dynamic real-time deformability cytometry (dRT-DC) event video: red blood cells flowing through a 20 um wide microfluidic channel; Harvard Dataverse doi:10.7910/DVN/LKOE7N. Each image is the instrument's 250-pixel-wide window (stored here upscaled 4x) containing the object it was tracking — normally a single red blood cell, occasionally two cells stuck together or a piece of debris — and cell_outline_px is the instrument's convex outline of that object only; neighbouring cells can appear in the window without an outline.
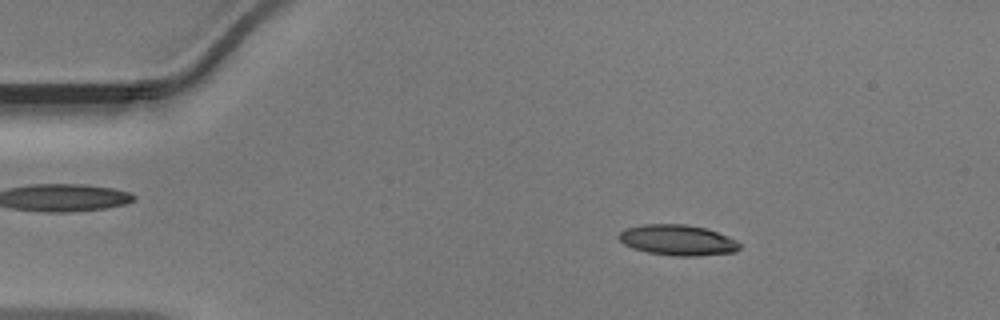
{"species": "Egyptian fruit bat (a non-hibernating species)", "species_latin": "Rousettus aegyptiacus", "temperature_condition": "warm", "stored_images_in_passage": 47, "camera_frame_rate_fps": 3000, "um_per_image_px": 0.085, "animal": {"sex": "male"}, "frame": {"image": 1, "passage_image": 7, "time_ms": 2.0, "image_size_px": [1000, 320], "cell_outline_px": [[740, 248], [736, 252], [696, 256], [676, 256], [648, 252], [632, 248], [624, 244], [616, 236], [624, 228], [644, 224], [688, 224], [708, 228], [728, 236], [736, 240], [740, 244]], "centroid_in_image_um": [57.6, 20.4], "position_along_channel_um": 27.4, "area_um2": 21.79}}
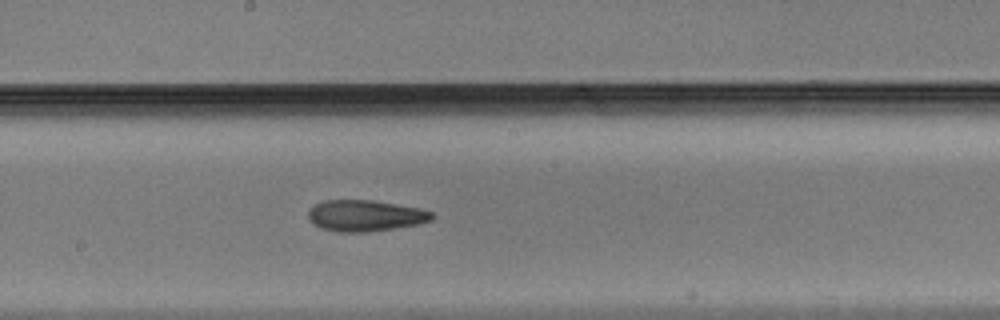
{"frame": {"image": 2, "passage_image": 25, "time_ms": 8.0, "image_size_px": [1000, 320], "cell_outline_px": [[436, 216], [432, 220], [416, 224], [368, 232], [340, 232], [320, 228], [312, 224], [308, 220], [308, 212], [316, 204], [324, 200], [372, 200], [420, 208], [432, 212]], "centroid_in_image_um": [31.03, 18.33], "position_along_channel_um": 217.2, "area_um2": 22.48}}
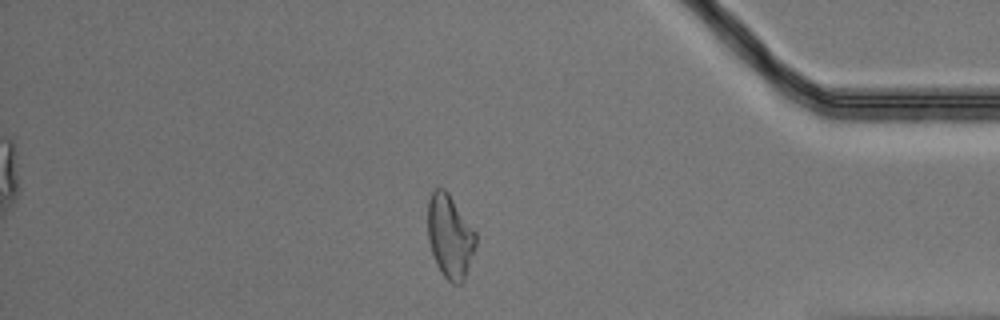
{"frame": {"image": 3, "passage_image": 40, "time_ms": 13.0, "image_size_px": [1000, 320], "cell_outline_px": [[476, 244], [464, 280], [460, 284], [452, 284], [440, 272], [436, 264], [428, 240], [428, 200], [432, 192], [436, 188], [444, 188], [448, 192], [476, 232]], "centroid_in_image_um": [38.24, 20.09], "position_along_channel_um": 397.0, "area_um2": 23.29}}